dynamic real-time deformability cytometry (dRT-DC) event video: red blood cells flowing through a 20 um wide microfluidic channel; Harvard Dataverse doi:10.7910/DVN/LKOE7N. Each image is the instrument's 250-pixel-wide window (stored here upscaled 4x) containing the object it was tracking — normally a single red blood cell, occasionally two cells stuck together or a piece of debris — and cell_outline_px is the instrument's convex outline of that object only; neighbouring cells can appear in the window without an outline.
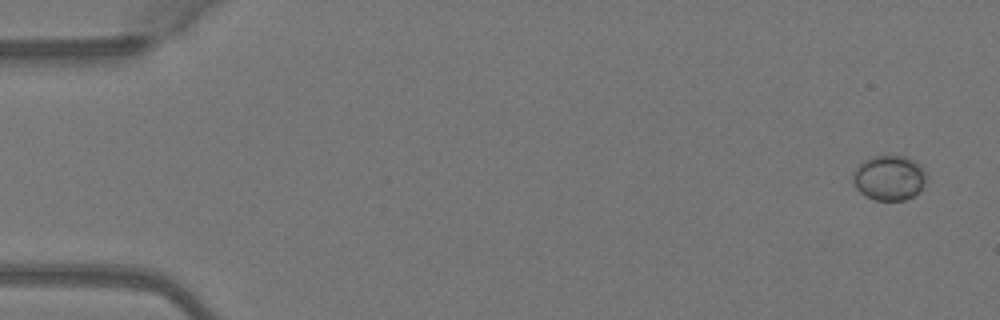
{"species": "Egyptian fruit bat (a non-hibernating species)", "species_latin": "Rousettus aegyptiacus", "temperature_condition": "warm", "stored_images_in_passage": 4, "camera_frame_rate_fps": 3000, "um_per_image_px": 0.085, "animal": {"sex": "female"}, "frame": {"image": 1, "passage_image": 1, "time_ms": 0.0, "image_size_px": [1000, 320], "cell_outline_px": [[924, 184], [920, 192], [904, 200], [876, 200], [860, 192], [856, 188], [852, 180], [852, 176], [856, 168], [864, 160], [872, 156], [904, 156], [912, 160], [924, 172]], "centroid_in_image_um": [75.54, 15.13], "position_along_channel_um": 9.5, "area_um2": 18.84}}
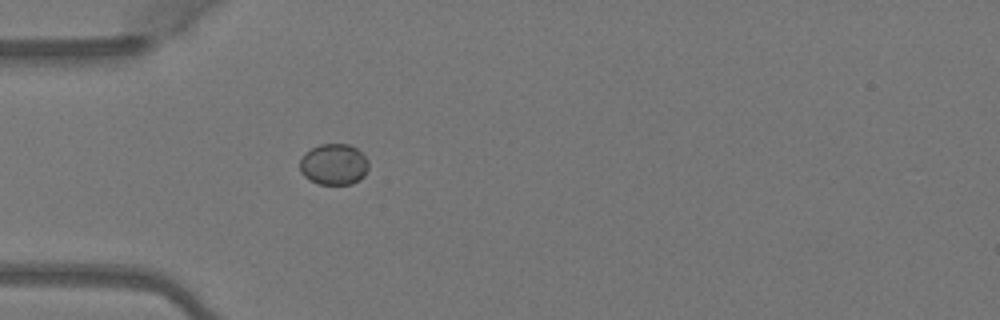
{"frame": {"image": 2, "passage_image": 4, "time_ms": 1.0, "image_size_px": [1000, 320], "cell_outline_px": [[368, 168], [364, 176], [360, 180], [352, 184], [316, 184], [304, 176], [300, 172], [300, 160], [304, 152], [320, 144], [348, 144], [356, 148], [368, 160]], "centroid_in_image_um": [28.36, 13.98], "position_along_channel_um": 56.6, "area_um2": 16.59}}